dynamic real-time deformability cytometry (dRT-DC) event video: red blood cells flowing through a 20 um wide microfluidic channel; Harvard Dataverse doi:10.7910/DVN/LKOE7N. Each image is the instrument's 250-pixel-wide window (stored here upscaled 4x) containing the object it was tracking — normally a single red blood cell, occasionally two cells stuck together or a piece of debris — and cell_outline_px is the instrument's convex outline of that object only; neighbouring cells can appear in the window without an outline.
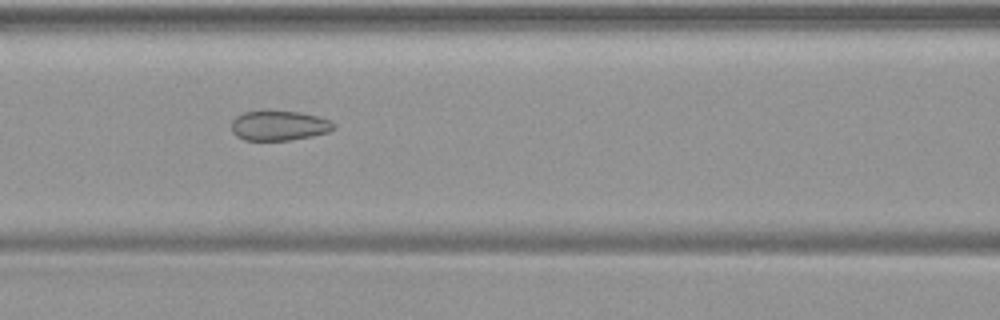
{"species": "common noctule bat (a hibernating species)", "species_latin": "Nyctalus noctula", "temperature_condition": "warm", "stored_images_in_passage": 47, "camera_frame_rate_fps": 3000, "um_per_image_px": 0.085, "animal": {"sex": "female", "body_mass_g": 19.9}, "frame": {"image": 1, "passage_image": 19, "time_ms": 6.0, "image_size_px": [1000, 320], "cell_outline_px": [[336, 128], [328, 132], [312, 136], [292, 140], [244, 140], [236, 136], [232, 132], [232, 120], [236, 116], [244, 112], [264, 108], [300, 112], [316, 116], [328, 120], [336, 124]], "centroid_in_image_um": [23.69, 10.64], "position_along_channel_um": 142.9, "area_um2": 18.38}}
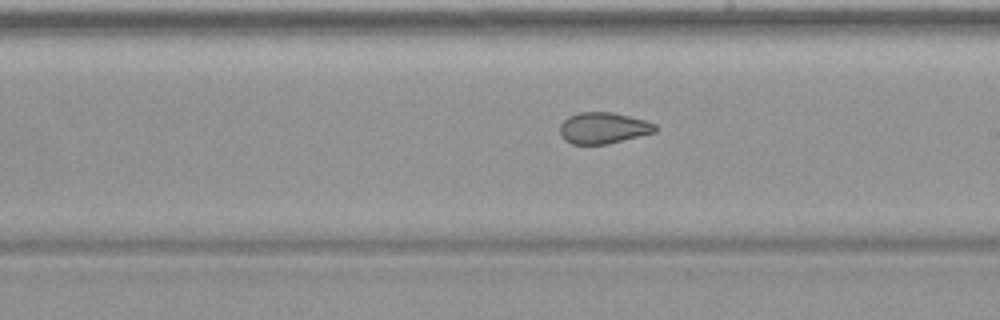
{"frame": {"image": 2, "passage_image": 26, "time_ms": 8.333, "image_size_px": [1000, 320], "cell_outline_px": [[660, 128], [656, 132], [608, 144], [572, 144], [564, 140], [560, 136], [560, 124], [568, 116], [580, 112], [612, 112], [644, 120], [656, 124]], "centroid_in_image_um": [51.29, 10.88], "position_along_channel_um": 237.7, "area_um2": 17.51}}
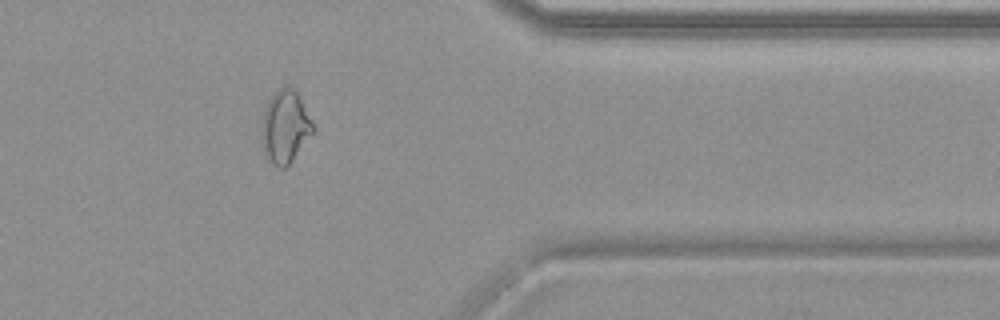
{"frame": {"image": 3, "passage_image": 38, "time_ms": 12.333, "image_size_px": [1000, 320], "cell_outline_px": [[316, 128], [292, 160], [284, 168], [276, 168], [264, 156], [260, 136], [260, 128], [264, 112], [268, 100], [280, 88], [292, 88], [300, 96]], "centroid_in_image_um": [24.21, 10.82], "position_along_channel_um": 387.2, "area_um2": 21.85}}